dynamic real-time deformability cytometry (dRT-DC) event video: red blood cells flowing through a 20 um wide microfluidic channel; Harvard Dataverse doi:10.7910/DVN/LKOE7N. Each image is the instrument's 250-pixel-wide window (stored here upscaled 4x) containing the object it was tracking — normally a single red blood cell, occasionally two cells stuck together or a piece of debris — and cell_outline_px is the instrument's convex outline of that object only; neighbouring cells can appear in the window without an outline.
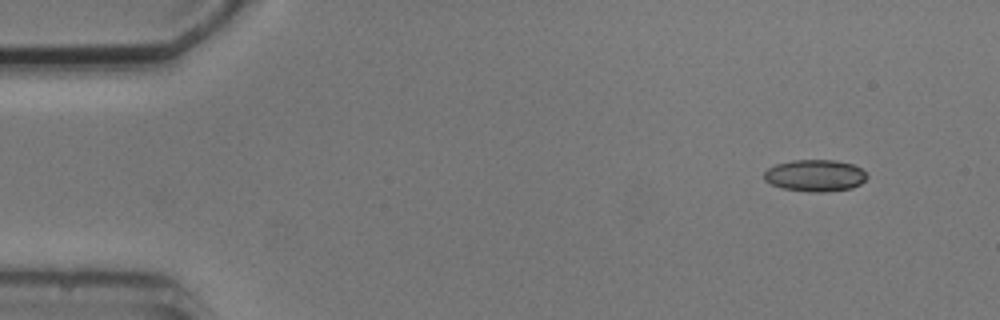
{"species": "common noctule bat (a hibernating species)", "species_latin": "Nyctalus noctula", "temperature_condition": "cold", "stored_images_in_passage": 4, "camera_frame_rate_fps": 3000, "um_per_image_px": 0.085, "animal": {"sex": "male", "body_mass_g": 20.5, "forearm_length_mm": 52.5}, "frame": {"image": 1, "passage_image": 1, "time_ms": 0.0, "image_size_px": [1000, 320], "cell_outline_px": [[868, 176], [860, 184], [852, 188], [824, 192], [812, 192], [784, 188], [772, 184], [764, 180], [764, 172], [768, 168], [776, 164], [792, 160], [836, 160], [852, 164], [860, 168]], "centroid_in_image_um": [69.28, 14.91], "position_along_channel_um": 15.7, "area_um2": 18.96}}
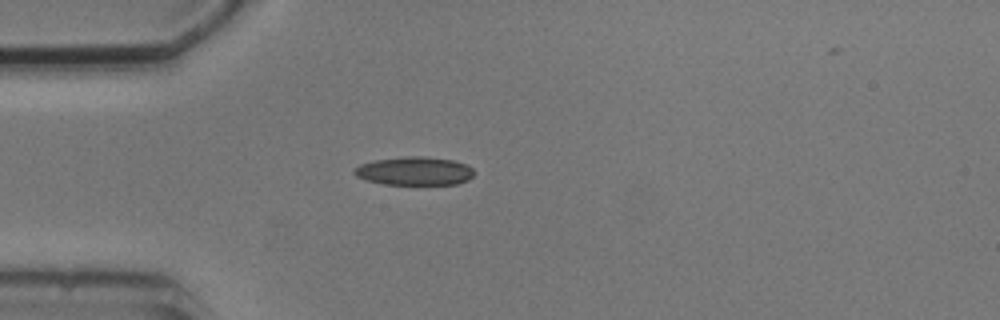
{"frame": {"image": 2, "passage_image": 4, "time_ms": 3.333, "image_size_px": [1000, 320], "cell_outline_px": [[476, 172], [468, 180], [456, 184], [380, 184], [356, 176], [352, 172], [352, 168], [360, 164], [376, 160], [408, 156], [424, 156], [452, 160], [464, 164], [472, 168]], "centroid_in_image_um": [35.21, 14.54], "position_along_channel_um": 49.8, "area_um2": 19.83}}